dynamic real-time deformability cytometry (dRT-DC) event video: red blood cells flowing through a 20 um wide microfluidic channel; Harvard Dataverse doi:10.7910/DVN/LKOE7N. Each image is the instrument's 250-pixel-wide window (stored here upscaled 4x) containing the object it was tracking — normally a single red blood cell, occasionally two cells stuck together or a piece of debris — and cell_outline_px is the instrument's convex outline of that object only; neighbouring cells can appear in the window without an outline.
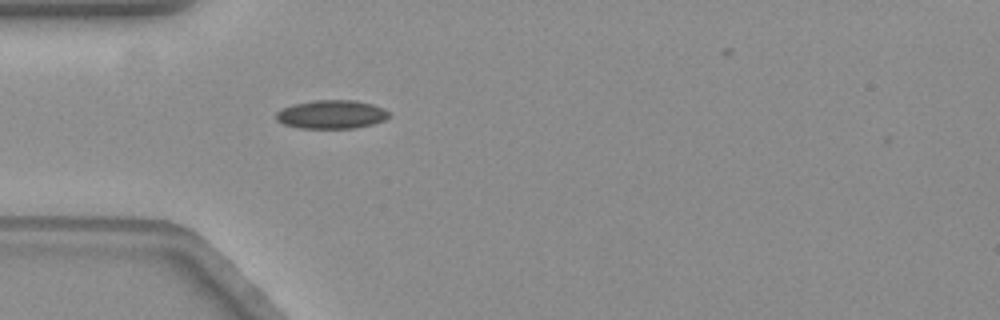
{"species": "common noctule bat (a hibernating species)", "species_latin": "Nyctalus noctula", "temperature_condition": "warm", "stored_images_in_passage": 37, "camera_frame_rate_fps": 3000, "um_per_image_px": 0.085, "animal": {"sex": "female", "body_mass_g": 19.3, "forearm_length_mm": 54.1}, "frame": {"image": 1, "passage_image": 1, "time_ms": 0.0, "image_size_px": [1000, 320], "cell_outline_px": [[392, 116], [384, 120], [372, 124], [356, 128], [300, 128], [284, 124], [276, 120], [276, 112], [292, 104], [316, 100], [356, 100], [372, 104], [384, 108]], "centroid_in_image_um": [28.2, 9.72], "position_along_channel_um": 56.8, "area_um2": 18.84}, "authors_computed_cell_mechanics": {"area_um2": 18.0914, "velocity_mm_per_s": 3.5473, "shape_relaxation_time_tau1_ms": 9.6199, "shape_relaxation_time_tau2_ms": 8.3285, "deformation_change_tau1": 0.1723, "deformation_change_tau2": 0.1299}}